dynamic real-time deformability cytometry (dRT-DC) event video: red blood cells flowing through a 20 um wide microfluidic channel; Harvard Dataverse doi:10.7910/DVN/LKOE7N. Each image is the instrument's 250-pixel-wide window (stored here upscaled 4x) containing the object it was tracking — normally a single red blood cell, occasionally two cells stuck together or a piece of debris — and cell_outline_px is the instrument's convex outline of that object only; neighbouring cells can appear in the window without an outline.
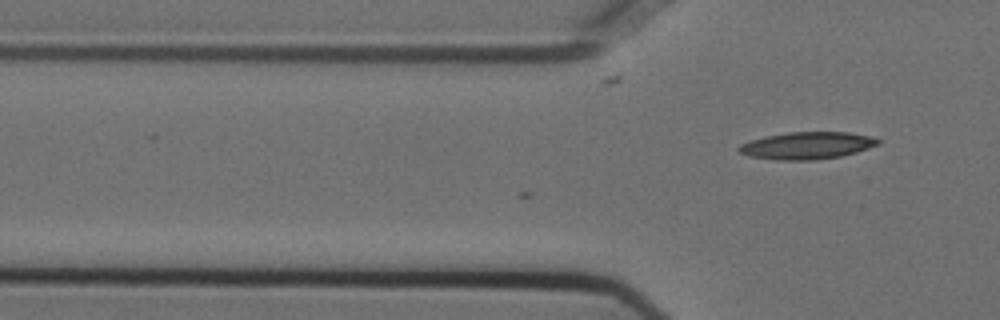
{"species": "Egyptian fruit bat (a non-hibernating species)", "species_latin": "Rousettus aegyptiacus", "temperature_condition": "cold", "stored_images_in_passage": 5, "camera_frame_rate_fps": 3000, "um_per_image_px": 0.085, "animal": {"sex": "female"}, "frame": {"image": 1, "passage_image": 5, "time_ms": 1.333, "image_size_px": [1000, 320], "cell_outline_px": [[880, 144], [856, 152], [840, 156], [816, 160], [776, 160], [748, 156], [740, 152], [736, 148], [740, 144], [752, 140], [768, 136], [788, 132], [848, 132], [868, 136], [880, 140]], "centroid_in_image_um": [68.58, 12.38], "position_along_channel_um": 57.2, "area_um2": 21.91}}